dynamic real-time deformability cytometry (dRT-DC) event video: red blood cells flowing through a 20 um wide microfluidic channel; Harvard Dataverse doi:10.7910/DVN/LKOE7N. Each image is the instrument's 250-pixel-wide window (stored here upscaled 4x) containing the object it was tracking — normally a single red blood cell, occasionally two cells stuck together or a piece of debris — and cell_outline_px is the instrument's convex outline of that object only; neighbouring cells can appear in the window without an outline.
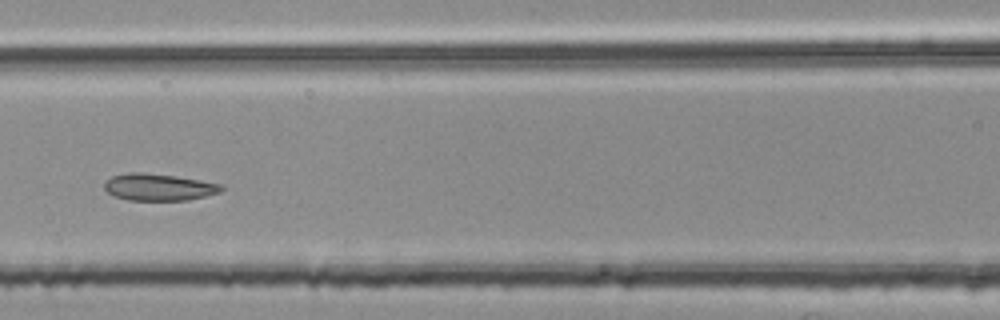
{"species": "common noctule bat (a hibernating species)", "species_latin": "Nyctalus noctula", "temperature_condition": "room temperature", "stored_images_in_passage": 4, "camera_frame_rate_fps": 3000, "um_per_image_px": 0.085, "animal": {"sex": "female", "body_mass_g": 25.1}, "frame": {"image": 1, "passage_image": 4, "time_ms": 1.0, "image_size_px": [1000, 320], "cell_outline_px": [[224, 188], [220, 192], [188, 200], [128, 200], [116, 196], [108, 192], [104, 188], [104, 180], [112, 176], [128, 172], [140, 172], [176, 176], [224, 184]], "centroid_in_image_um": [13.49, 15.9], "position_along_channel_um": 153.1, "area_um2": 18.38}}